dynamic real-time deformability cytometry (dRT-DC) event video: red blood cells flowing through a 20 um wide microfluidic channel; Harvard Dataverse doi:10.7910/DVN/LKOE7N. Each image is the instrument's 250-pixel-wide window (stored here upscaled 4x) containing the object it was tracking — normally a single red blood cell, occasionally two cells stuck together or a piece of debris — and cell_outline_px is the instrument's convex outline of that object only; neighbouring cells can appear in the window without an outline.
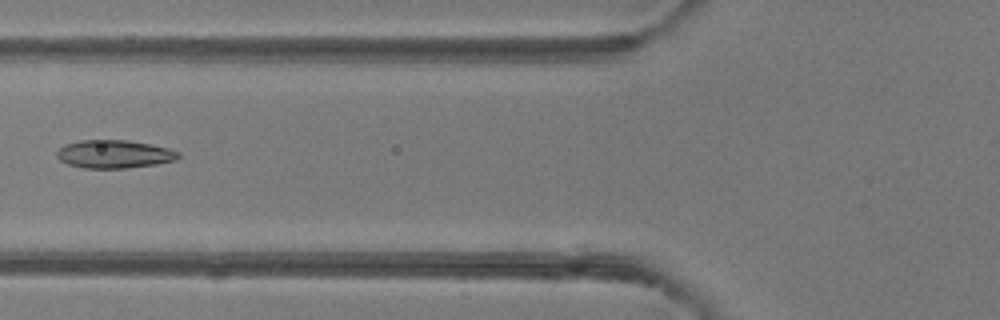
{"species": "common noctule bat (a hibernating species)", "species_latin": "Nyctalus noctula", "temperature_condition": "room temperature", "stored_images_in_passage": 5, "camera_frame_rate_fps": 3000, "um_per_image_px": 0.085, "animal": {"sex": "female"}, "frame": {"image": 1, "passage_image": 5, "time_ms": 5.667, "image_size_px": [1000, 320], "cell_outline_px": [[180, 156], [176, 160], [156, 164], [124, 168], [84, 168], [68, 164], [60, 160], [56, 156], [56, 152], [64, 144], [80, 140], [128, 140], [168, 148], [180, 152]], "centroid_in_image_um": [9.69, 13.09], "position_along_channel_um": 116.1, "area_um2": 19.88}}